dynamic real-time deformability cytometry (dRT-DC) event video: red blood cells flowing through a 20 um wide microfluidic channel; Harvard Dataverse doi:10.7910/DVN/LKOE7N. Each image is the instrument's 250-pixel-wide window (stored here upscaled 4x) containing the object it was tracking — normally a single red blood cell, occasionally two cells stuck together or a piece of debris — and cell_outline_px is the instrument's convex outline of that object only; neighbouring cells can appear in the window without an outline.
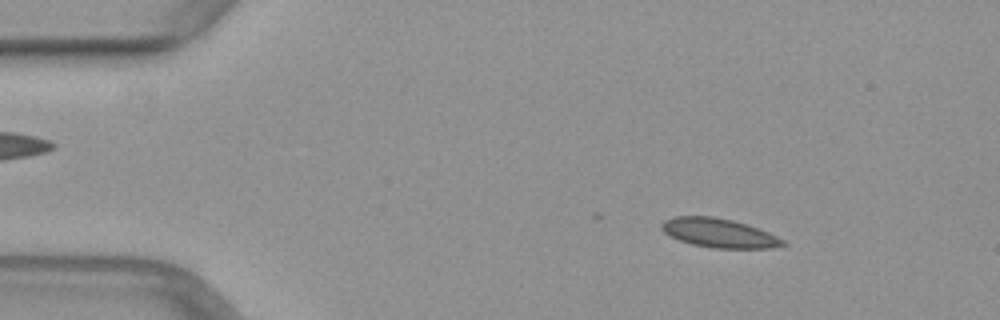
{"species": "common noctule bat (a hibernating species)", "species_latin": "Nyctalus noctula", "temperature_condition": "warm", "stored_images_in_passage": 50, "camera_frame_rate_fps": 3000, "um_per_image_px": 0.085, "animal": {"sex": "female", "body_mass_g": 29.2, "forearm_length_mm": 56.3}, "frame": {"image": 1, "passage_image": 7, "time_ms": 2.0, "image_size_px": [1000, 320], "cell_outline_px": [[788, 244], [772, 248], [716, 248], [692, 244], [680, 240], [664, 232], [660, 228], [660, 224], [664, 220], [676, 216], [712, 216], [732, 220], [748, 224], [768, 232], [784, 240]], "centroid_in_image_um": [61.12, 19.8], "position_along_channel_um": 23.9, "area_um2": 20.46}}
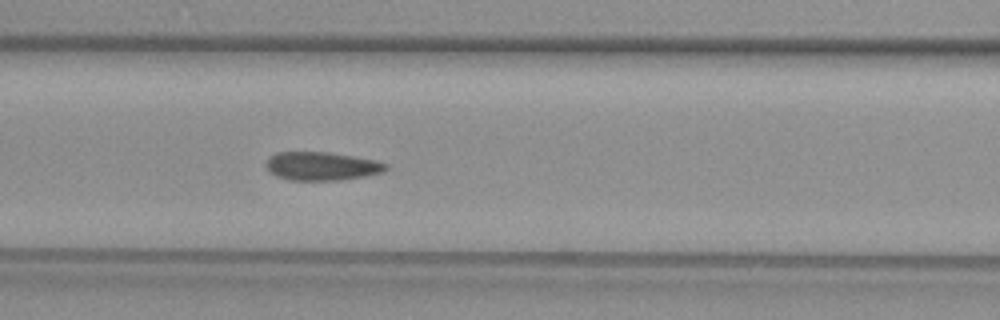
{"frame": {"image": 2, "passage_image": 21, "time_ms": 6.667, "image_size_px": [1000, 320], "cell_outline_px": [[388, 168], [384, 172], [364, 176], [340, 180], [288, 180], [276, 176], [268, 172], [268, 156], [276, 152], [332, 152], [376, 160], [388, 164]], "centroid_in_image_um": [27.36, 14.12], "position_along_channel_um": 139.2, "area_um2": 20.0}}
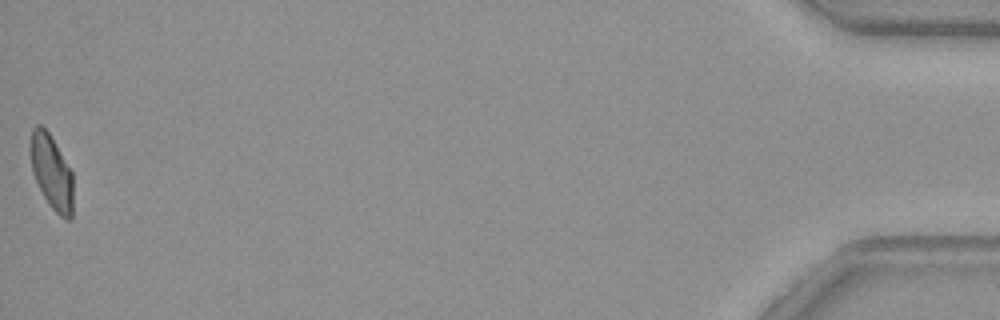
{"frame": {"image": 3, "passage_image": 50, "time_ms": 16.333, "image_size_px": [1000, 320], "cell_outline_px": [[72, 220], [64, 220], [48, 204], [32, 172], [28, 148], [32, 128], [36, 124], [40, 124], [48, 132], [72, 172]], "centroid_in_image_um": [4.35, 14.62], "position_along_channel_um": 430.9, "area_um2": 18.61}}